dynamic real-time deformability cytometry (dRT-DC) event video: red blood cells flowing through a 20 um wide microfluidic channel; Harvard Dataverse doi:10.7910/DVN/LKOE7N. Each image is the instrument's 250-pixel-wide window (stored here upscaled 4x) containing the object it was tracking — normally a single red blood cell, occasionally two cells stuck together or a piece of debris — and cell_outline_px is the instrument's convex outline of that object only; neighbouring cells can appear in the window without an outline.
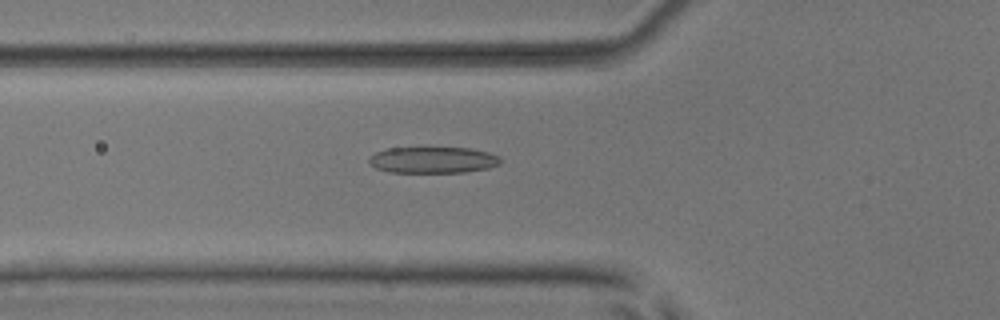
{"species": "common noctule bat (a hibernating species)", "species_latin": "Nyctalus noctula", "temperature_condition": "room temperature", "stored_images_in_passage": 46, "camera_frame_rate_fps": 3000, "um_per_image_px": 0.085, "animal": {"sex": "male", "body_mass_g": 17.9, "forearm_length_mm": 54.2}, "frame": {"image": 1, "passage_image": 12, "time_ms": 3.667, "image_size_px": [1000, 320], "cell_outline_px": [[504, 160], [500, 164], [488, 168], [464, 172], [388, 172], [376, 168], [368, 164], [368, 156], [376, 152], [388, 148], [472, 148], [488, 152], [500, 156]], "centroid_in_image_um": [36.8, 13.59], "position_along_channel_um": 89.0, "area_um2": 20.35}}
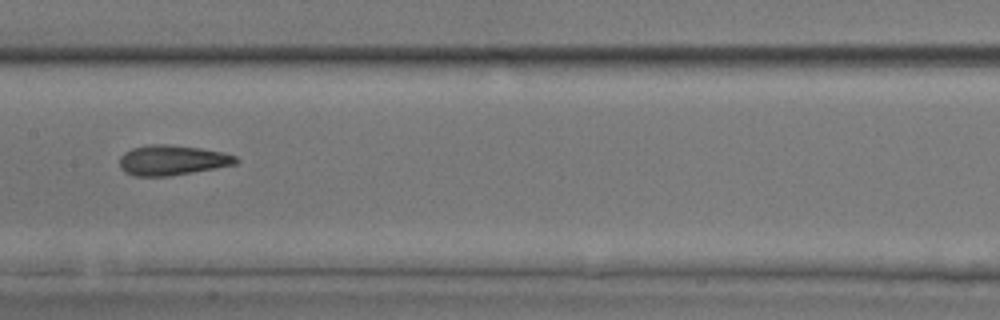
{"frame": {"image": 2, "passage_image": 20, "time_ms": 6.333, "image_size_px": [1000, 320], "cell_outline_px": [[240, 160], [236, 164], [216, 168], [168, 176], [136, 176], [124, 172], [120, 168], [120, 156], [124, 152], [132, 148], [148, 144], [172, 144], [200, 148], [224, 152], [236, 156]], "centroid_in_image_um": [14.64, 13.6], "position_along_channel_um": 192.8, "area_um2": 20.58}}
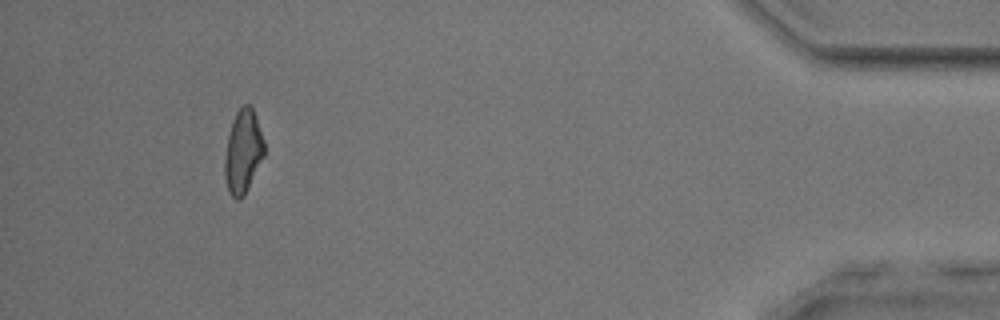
{"frame": {"image": 3, "passage_image": 42, "time_ms": 13.667, "image_size_px": [1000, 320], "cell_outline_px": [[264, 156], [244, 196], [240, 200], [236, 200], [228, 192], [224, 176], [224, 160], [228, 136], [232, 120], [236, 112], [244, 104], [252, 104], [264, 140]], "centroid_in_image_um": [20.65, 12.88], "position_along_channel_um": 414.5, "area_um2": 19.42}, "authors_computed_cell_mechanics": {"area_um2": 20.4323, "velocity_mm_per_s": 3.8808, "shape_relaxation_time_tau1_ms": 4.8245, "shape_relaxation_time_tau2_ms": 2.8824, "deformation_change_tau1": 0.1515, "deformation_change_tau2": 0.1387}}